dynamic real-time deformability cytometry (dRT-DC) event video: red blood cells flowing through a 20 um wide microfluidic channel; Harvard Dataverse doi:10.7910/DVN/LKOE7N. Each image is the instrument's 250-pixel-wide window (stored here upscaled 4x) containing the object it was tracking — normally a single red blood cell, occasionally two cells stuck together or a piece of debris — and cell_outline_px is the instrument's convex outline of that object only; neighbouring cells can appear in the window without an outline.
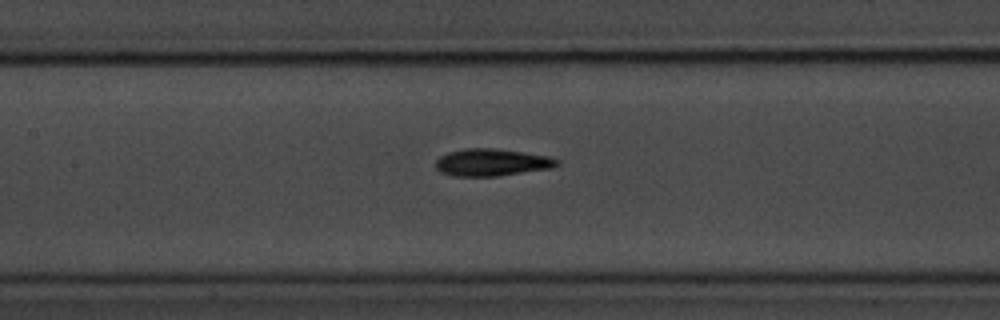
{"species": "common noctule bat (a hibernating species)", "species_latin": "Nyctalus noctula", "temperature_condition": "room temperature", "stored_images_in_passage": 9, "segment_of_instrument_passage": [2, 2], "camera_frame_rate_fps": 3000, "um_per_image_px": 0.085, "animal": {"sex": "male", "body_mass_g": 20.1, "forearm_length_mm": 53.5}, "frame": {"image": 1, "passage_image": 9, "time_ms": 10.0, "image_size_px": [1000, 320], "cell_outline_px": [[560, 164], [552, 168], [496, 176], [452, 176], [440, 172], [436, 168], [436, 160], [440, 156], [448, 152], [464, 148], [492, 148], [524, 152], [548, 156], [560, 160]], "centroid_in_image_um": [41.8, 13.8], "position_along_channel_um": 165.6, "area_um2": 19.31}}